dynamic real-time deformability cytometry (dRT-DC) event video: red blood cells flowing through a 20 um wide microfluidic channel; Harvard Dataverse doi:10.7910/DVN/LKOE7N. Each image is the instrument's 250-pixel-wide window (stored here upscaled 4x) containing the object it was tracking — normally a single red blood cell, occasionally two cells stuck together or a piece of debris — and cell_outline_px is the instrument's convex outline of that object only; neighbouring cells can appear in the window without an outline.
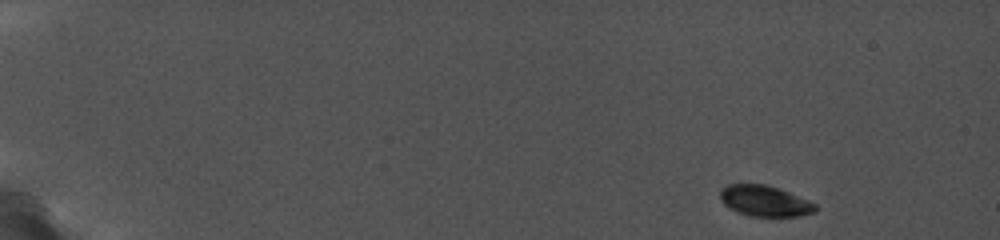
{"species": "common noctule bat (a hibernating species)", "species_latin": "Nyctalus noctula", "temperature_condition": "cold", "stored_images_in_passage": 22, "camera_frame_rate_fps": 5000, "um_per_image_px": 0.085, "animal": {"sex": "female", "body_mass_g": 19.0, "forearm_length_mm": 56.7}, "frame": {"image": 1, "passage_image": 1, "time_ms": 0.0, "image_size_px": [1000, 240], "cell_outline_px": [[816, 212], [800, 216], [748, 216], [736, 212], [728, 208], [720, 200], [720, 188], [728, 184], [768, 184], [780, 188], [808, 200], [816, 204]], "centroid_in_image_um": [64.98, 17.07], "position_along_channel_um": 20.0, "area_um2": 17.4}}
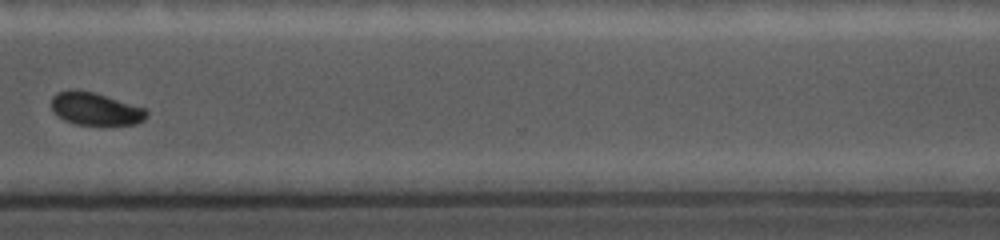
{"frame": {"image": 2, "passage_image": 17, "time_ms": 13.2, "image_size_px": [1000, 240], "cell_outline_px": [[148, 116], [144, 120], [136, 124], [76, 124], [64, 120], [52, 108], [52, 96], [56, 92], [92, 92], [144, 108], [148, 112]], "centroid_in_image_um": [8.15, 9.28], "position_along_channel_um": 362.5, "area_um2": 17.28}}
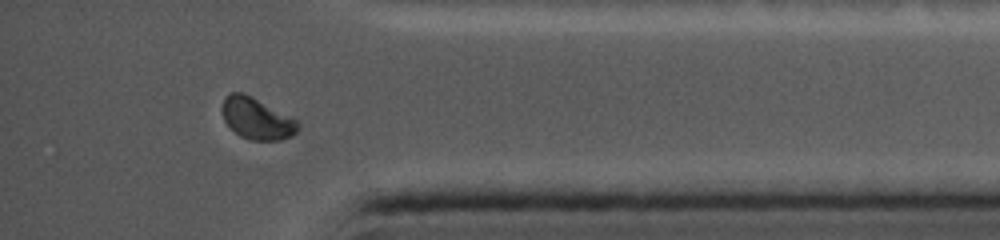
{"frame": {"image": 3, "passage_image": 20, "time_ms": 14.6, "image_size_px": [1000, 240], "cell_outline_px": [[300, 128], [292, 136], [280, 140], [252, 140], [240, 136], [224, 120], [220, 108], [224, 100], [232, 92], [244, 92], [292, 116], [296, 120]], "centroid_in_image_um": [21.84, 10.07], "position_along_channel_um": 413.4, "area_um2": 18.38}}